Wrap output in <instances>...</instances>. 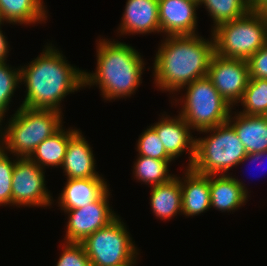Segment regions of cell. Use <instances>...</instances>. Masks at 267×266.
<instances>
[{
    "mask_svg": "<svg viewBox=\"0 0 267 266\" xmlns=\"http://www.w3.org/2000/svg\"><path fill=\"white\" fill-rule=\"evenodd\" d=\"M27 65H20V82L26 90L20 106L62 111L67 95L84 89V70L71 65L52 42Z\"/></svg>",
    "mask_w": 267,
    "mask_h": 266,
    "instance_id": "6da1fadb",
    "label": "cell"
},
{
    "mask_svg": "<svg viewBox=\"0 0 267 266\" xmlns=\"http://www.w3.org/2000/svg\"><path fill=\"white\" fill-rule=\"evenodd\" d=\"M209 39L199 34L163 36L152 63L153 84L157 89L173 97L184 86L207 76L215 54L212 33Z\"/></svg>",
    "mask_w": 267,
    "mask_h": 266,
    "instance_id": "7a4b0ae2",
    "label": "cell"
},
{
    "mask_svg": "<svg viewBox=\"0 0 267 266\" xmlns=\"http://www.w3.org/2000/svg\"><path fill=\"white\" fill-rule=\"evenodd\" d=\"M95 42L96 70H84V88L98 87L101 97L106 101L130 98L143 80L142 75L147 65L143 56L126 42L103 36H99Z\"/></svg>",
    "mask_w": 267,
    "mask_h": 266,
    "instance_id": "3957f363",
    "label": "cell"
},
{
    "mask_svg": "<svg viewBox=\"0 0 267 266\" xmlns=\"http://www.w3.org/2000/svg\"><path fill=\"white\" fill-rule=\"evenodd\" d=\"M10 116L7 124L5 120L0 121V147L18 158H28L42 141L56 133L64 123L63 112L53 109L19 106Z\"/></svg>",
    "mask_w": 267,
    "mask_h": 266,
    "instance_id": "277c9868",
    "label": "cell"
},
{
    "mask_svg": "<svg viewBox=\"0 0 267 266\" xmlns=\"http://www.w3.org/2000/svg\"><path fill=\"white\" fill-rule=\"evenodd\" d=\"M200 133L206 136H195V157L191 168L206 175L232 174L229 171L238 167L247 154L234 128L226 122Z\"/></svg>",
    "mask_w": 267,
    "mask_h": 266,
    "instance_id": "5b68a950",
    "label": "cell"
},
{
    "mask_svg": "<svg viewBox=\"0 0 267 266\" xmlns=\"http://www.w3.org/2000/svg\"><path fill=\"white\" fill-rule=\"evenodd\" d=\"M182 89L175 96L181 91L185 94L181 93L179 98L173 96L171 104L181 105L182 108L177 112L194 132L228 121L233 107L220 95L207 76L194 80Z\"/></svg>",
    "mask_w": 267,
    "mask_h": 266,
    "instance_id": "8992f818",
    "label": "cell"
},
{
    "mask_svg": "<svg viewBox=\"0 0 267 266\" xmlns=\"http://www.w3.org/2000/svg\"><path fill=\"white\" fill-rule=\"evenodd\" d=\"M211 33L216 54L248 60L267 43V14L250 10L238 19L219 25Z\"/></svg>",
    "mask_w": 267,
    "mask_h": 266,
    "instance_id": "52a82bcc",
    "label": "cell"
},
{
    "mask_svg": "<svg viewBox=\"0 0 267 266\" xmlns=\"http://www.w3.org/2000/svg\"><path fill=\"white\" fill-rule=\"evenodd\" d=\"M119 215L108 226L90 234L81 244L91 266H136L139 248Z\"/></svg>",
    "mask_w": 267,
    "mask_h": 266,
    "instance_id": "ba28073f",
    "label": "cell"
},
{
    "mask_svg": "<svg viewBox=\"0 0 267 266\" xmlns=\"http://www.w3.org/2000/svg\"><path fill=\"white\" fill-rule=\"evenodd\" d=\"M45 171L29 158H18L12 176V207H51L53 196L47 189Z\"/></svg>",
    "mask_w": 267,
    "mask_h": 266,
    "instance_id": "9c48e42d",
    "label": "cell"
},
{
    "mask_svg": "<svg viewBox=\"0 0 267 266\" xmlns=\"http://www.w3.org/2000/svg\"><path fill=\"white\" fill-rule=\"evenodd\" d=\"M108 188L95 202L81 208L66 210L64 242L82 243L90 234L108 226L119 215L109 204L111 190Z\"/></svg>",
    "mask_w": 267,
    "mask_h": 266,
    "instance_id": "30bf717a",
    "label": "cell"
},
{
    "mask_svg": "<svg viewBox=\"0 0 267 266\" xmlns=\"http://www.w3.org/2000/svg\"><path fill=\"white\" fill-rule=\"evenodd\" d=\"M207 77L230 106L235 107L241 101L250 79L247 60L223 57L215 53L208 67Z\"/></svg>",
    "mask_w": 267,
    "mask_h": 266,
    "instance_id": "8fae6325",
    "label": "cell"
},
{
    "mask_svg": "<svg viewBox=\"0 0 267 266\" xmlns=\"http://www.w3.org/2000/svg\"><path fill=\"white\" fill-rule=\"evenodd\" d=\"M159 116L161 118L151 127L158 134L166 153L174 161L184 152L188 153L189 160L185 168L191 167L195 157V137L192 135L194 131L179 113L177 116H170L165 111Z\"/></svg>",
    "mask_w": 267,
    "mask_h": 266,
    "instance_id": "7c38bea8",
    "label": "cell"
},
{
    "mask_svg": "<svg viewBox=\"0 0 267 266\" xmlns=\"http://www.w3.org/2000/svg\"><path fill=\"white\" fill-rule=\"evenodd\" d=\"M160 34L166 36L199 34L197 11L193 0H158Z\"/></svg>",
    "mask_w": 267,
    "mask_h": 266,
    "instance_id": "4fadbf2b",
    "label": "cell"
},
{
    "mask_svg": "<svg viewBox=\"0 0 267 266\" xmlns=\"http://www.w3.org/2000/svg\"><path fill=\"white\" fill-rule=\"evenodd\" d=\"M158 10V0H127L117 35L160 33Z\"/></svg>",
    "mask_w": 267,
    "mask_h": 266,
    "instance_id": "5bb4252c",
    "label": "cell"
},
{
    "mask_svg": "<svg viewBox=\"0 0 267 266\" xmlns=\"http://www.w3.org/2000/svg\"><path fill=\"white\" fill-rule=\"evenodd\" d=\"M209 175L210 206L221 212H235L248 202L246 184L236 175Z\"/></svg>",
    "mask_w": 267,
    "mask_h": 266,
    "instance_id": "9a60e30c",
    "label": "cell"
},
{
    "mask_svg": "<svg viewBox=\"0 0 267 266\" xmlns=\"http://www.w3.org/2000/svg\"><path fill=\"white\" fill-rule=\"evenodd\" d=\"M79 129L70 139L61 166L66 179L103 177L96 171V160L91 145Z\"/></svg>",
    "mask_w": 267,
    "mask_h": 266,
    "instance_id": "2e32d148",
    "label": "cell"
},
{
    "mask_svg": "<svg viewBox=\"0 0 267 266\" xmlns=\"http://www.w3.org/2000/svg\"><path fill=\"white\" fill-rule=\"evenodd\" d=\"M182 190V215L189 218L211 209L209 175L200 174L191 167H186L179 176Z\"/></svg>",
    "mask_w": 267,
    "mask_h": 266,
    "instance_id": "e0dca14e",
    "label": "cell"
},
{
    "mask_svg": "<svg viewBox=\"0 0 267 266\" xmlns=\"http://www.w3.org/2000/svg\"><path fill=\"white\" fill-rule=\"evenodd\" d=\"M106 180L104 177L66 179L57 198V207L65 212L95 202L109 188Z\"/></svg>",
    "mask_w": 267,
    "mask_h": 266,
    "instance_id": "ac0fdd59",
    "label": "cell"
},
{
    "mask_svg": "<svg viewBox=\"0 0 267 266\" xmlns=\"http://www.w3.org/2000/svg\"><path fill=\"white\" fill-rule=\"evenodd\" d=\"M235 109H232L227 122L234 128L247 154L267 151V117L245 115L233 111Z\"/></svg>",
    "mask_w": 267,
    "mask_h": 266,
    "instance_id": "d6986e66",
    "label": "cell"
},
{
    "mask_svg": "<svg viewBox=\"0 0 267 266\" xmlns=\"http://www.w3.org/2000/svg\"><path fill=\"white\" fill-rule=\"evenodd\" d=\"M44 4L43 0H0V19L18 26L46 23L48 10Z\"/></svg>",
    "mask_w": 267,
    "mask_h": 266,
    "instance_id": "ffe728a7",
    "label": "cell"
},
{
    "mask_svg": "<svg viewBox=\"0 0 267 266\" xmlns=\"http://www.w3.org/2000/svg\"><path fill=\"white\" fill-rule=\"evenodd\" d=\"M149 203L153 215L159 220H168L182 215V190L179 175L169 182L150 187Z\"/></svg>",
    "mask_w": 267,
    "mask_h": 266,
    "instance_id": "44dd1931",
    "label": "cell"
},
{
    "mask_svg": "<svg viewBox=\"0 0 267 266\" xmlns=\"http://www.w3.org/2000/svg\"><path fill=\"white\" fill-rule=\"evenodd\" d=\"M64 125L52 136L42 141L28 157L40 168L46 171V168H61L69 139L79 130L78 128H66ZM47 166V167H46Z\"/></svg>",
    "mask_w": 267,
    "mask_h": 266,
    "instance_id": "7402d4cb",
    "label": "cell"
},
{
    "mask_svg": "<svg viewBox=\"0 0 267 266\" xmlns=\"http://www.w3.org/2000/svg\"><path fill=\"white\" fill-rule=\"evenodd\" d=\"M173 161H163L146 156H139L133 165V178L136 182H142L148 187L157 186L169 182L176 175L170 173V165Z\"/></svg>",
    "mask_w": 267,
    "mask_h": 266,
    "instance_id": "603a6c76",
    "label": "cell"
},
{
    "mask_svg": "<svg viewBox=\"0 0 267 266\" xmlns=\"http://www.w3.org/2000/svg\"><path fill=\"white\" fill-rule=\"evenodd\" d=\"M199 6L208 11L213 21L211 32L223 23L246 15L250 10L249 0H201Z\"/></svg>",
    "mask_w": 267,
    "mask_h": 266,
    "instance_id": "cb8c5ba5",
    "label": "cell"
},
{
    "mask_svg": "<svg viewBox=\"0 0 267 266\" xmlns=\"http://www.w3.org/2000/svg\"><path fill=\"white\" fill-rule=\"evenodd\" d=\"M245 115L265 116L267 113V80L250 78L243 97L239 102Z\"/></svg>",
    "mask_w": 267,
    "mask_h": 266,
    "instance_id": "d4e9b609",
    "label": "cell"
},
{
    "mask_svg": "<svg viewBox=\"0 0 267 266\" xmlns=\"http://www.w3.org/2000/svg\"><path fill=\"white\" fill-rule=\"evenodd\" d=\"M19 86H21L20 67H12L7 62L0 63V121L5 120L9 104Z\"/></svg>",
    "mask_w": 267,
    "mask_h": 266,
    "instance_id": "484cf974",
    "label": "cell"
},
{
    "mask_svg": "<svg viewBox=\"0 0 267 266\" xmlns=\"http://www.w3.org/2000/svg\"><path fill=\"white\" fill-rule=\"evenodd\" d=\"M135 149L139 156H146L163 161H174L166 153L158 134L151 126H148L139 135Z\"/></svg>",
    "mask_w": 267,
    "mask_h": 266,
    "instance_id": "4316f807",
    "label": "cell"
},
{
    "mask_svg": "<svg viewBox=\"0 0 267 266\" xmlns=\"http://www.w3.org/2000/svg\"><path fill=\"white\" fill-rule=\"evenodd\" d=\"M0 147V206H12V176L16 158ZM13 159V160H12Z\"/></svg>",
    "mask_w": 267,
    "mask_h": 266,
    "instance_id": "83f0119b",
    "label": "cell"
},
{
    "mask_svg": "<svg viewBox=\"0 0 267 266\" xmlns=\"http://www.w3.org/2000/svg\"><path fill=\"white\" fill-rule=\"evenodd\" d=\"M62 253L56 266H91V262L86 255L84 246L81 243H62Z\"/></svg>",
    "mask_w": 267,
    "mask_h": 266,
    "instance_id": "f1b7e54d",
    "label": "cell"
},
{
    "mask_svg": "<svg viewBox=\"0 0 267 266\" xmlns=\"http://www.w3.org/2000/svg\"><path fill=\"white\" fill-rule=\"evenodd\" d=\"M249 78L267 80V43L248 60Z\"/></svg>",
    "mask_w": 267,
    "mask_h": 266,
    "instance_id": "f546056e",
    "label": "cell"
},
{
    "mask_svg": "<svg viewBox=\"0 0 267 266\" xmlns=\"http://www.w3.org/2000/svg\"><path fill=\"white\" fill-rule=\"evenodd\" d=\"M5 25L4 22L0 23V63H4L7 62V58L10 54L9 51L10 50V45L9 42L7 41L8 38L4 35L5 32H3V30L1 29L2 26ZM4 33V34H3Z\"/></svg>",
    "mask_w": 267,
    "mask_h": 266,
    "instance_id": "4dcf8cb0",
    "label": "cell"
},
{
    "mask_svg": "<svg viewBox=\"0 0 267 266\" xmlns=\"http://www.w3.org/2000/svg\"><path fill=\"white\" fill-rule=\"evenodd\" d=\"M264 158H265V160L267 159V151H265V152H260V153H248V154H246V156H245V158L239 163V165L241 164H244V163H246L247 161L249 162V163H258V162H260L259 163V165L261 164V163H263V162H261V160H264Z\"/></svg>",
    "mask_w": 267,
    "mask_h": 266,
    "instance_id": "1f68e13d",
    "label": "cell"
},
{
    "mask_svg": "<svg viewBox=\"0 0 267 266\" xmlns=\"http://www.w3.org/2000/svg\"><path fill=\"white\" fill-rule=\"evenodd\" d=\"M251 10L267 14V0H249Z\"/></svg>",
    "mask_w": 267,
    "mask_h": 266,
    "instance_id": "d6a6232c",
    "label": "cell"
},
{
    "mask_svg": "<svg viewBox=\"0 0 267 266\" xmlns=\"http://www.w3.org/2000/svg\"><path fill=\"white\" fill-rule=\"evenodd\" d=\"M193 1L197 2L198 4L201 2V0H193Z\"/></svg>",
    "mask_w": 267,
    "mask_h": 266,
    "instance_id": "836d02e7",
    "label": "cell"
}]
</instances>
